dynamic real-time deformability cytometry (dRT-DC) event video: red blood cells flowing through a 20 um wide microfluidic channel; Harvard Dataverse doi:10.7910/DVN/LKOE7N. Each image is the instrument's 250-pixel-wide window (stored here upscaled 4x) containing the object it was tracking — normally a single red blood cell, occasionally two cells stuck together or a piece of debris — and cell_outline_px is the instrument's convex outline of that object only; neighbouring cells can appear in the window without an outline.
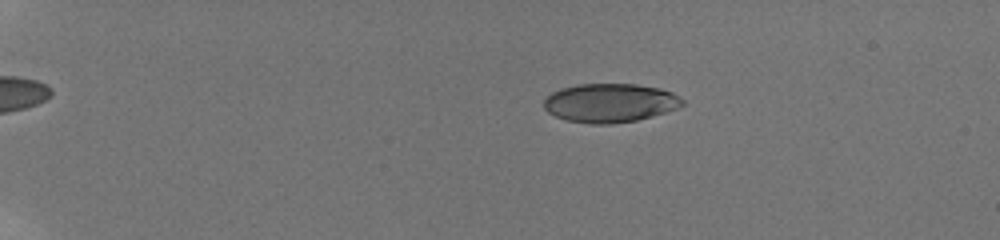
{"species": "human", "species_latin": "Homo sapiens", "temperature_condition": "room temperature", "stored_images_in_passage": 10, "camera_frame_rate_fps": 3000, "um_per_image_px": 0.085, "donor": {"sex": "male"}, "frame": {"image": 1, "passage_image": 5, "time_ms": 3.667, "image_size_px": [1000, 240], "cell_outline_px": [[684, 104], [676, 108], [652, 116], [636, 120], [612, 124], [592, 124], [568, 120], [556, 116], [548, 112], [544, 108], [544, 100], [552, 92], [560, 88], [576, 84], [636, 84], [660, 88], [672, 92], [680, 96], [684, 100]], "centroid_in_image_um": [51.85, 8.74], "position_along_channel_um": 33.1, "area_um2": 31.33}}
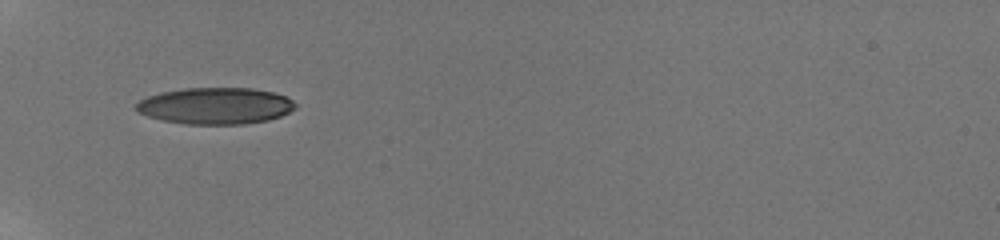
{"frame": {"image": 2, "passage_image": 9, "time_ms": 7.0, "image_size_px": [1000, 240], "cell_outline_px": [[296, 108], [280, 116], [268, 120], [244, 124], [184, 124], [164, 120], [148, 116], [140, 112], [136, 108], [136, 104], [140, 100], [148, 96], [160, 92], [184, 88], [252, 88], [272, 92], [288, 96], [296, 104]], "centroid_in_image_um": [18.34, 8.99], "position_along_channel_um": 66.7, "area_um2": 33.87}}